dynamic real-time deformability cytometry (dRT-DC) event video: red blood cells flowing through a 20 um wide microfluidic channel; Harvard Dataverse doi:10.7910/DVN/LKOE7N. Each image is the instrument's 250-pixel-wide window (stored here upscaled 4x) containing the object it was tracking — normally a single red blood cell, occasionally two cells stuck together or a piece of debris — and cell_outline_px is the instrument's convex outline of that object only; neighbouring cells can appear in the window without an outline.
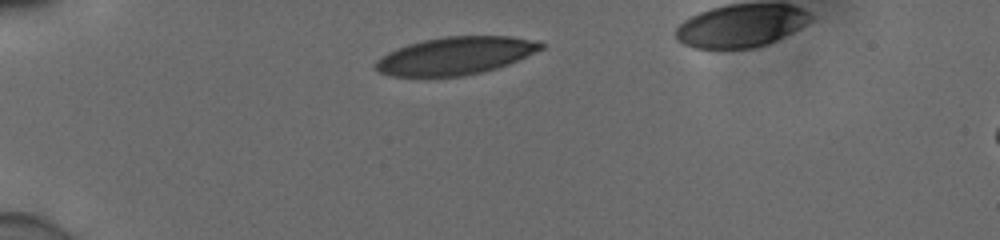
{"species": "human", "species_latin": "Homo sapiens", "temperature_condition": "cold", "stored_images_in_passage": 32, "camera_frame_rate_fps": 3000, "um_per_image_px": 0.085, "donor": {"sex": "male"}, "frame": {"image": 1, "passage_image": 1, "time_ms": 0.0, "image_size_px": [1000, 240], "cell_outline_px": [[544, 48], [508, 64], [496, 68], [480, 72], [460, 76], [392, 76], [380, 72], [376, 68], [376, 60], [380, 56], [396, 48], [408, 44], [424, 40], [444, 36], [512, 36], [540, 40], [544, 44]], "centroid_in_image_um": [38.74, 4.72], "position_along_channel_um": 46.3, "area_um2": 36.24}}
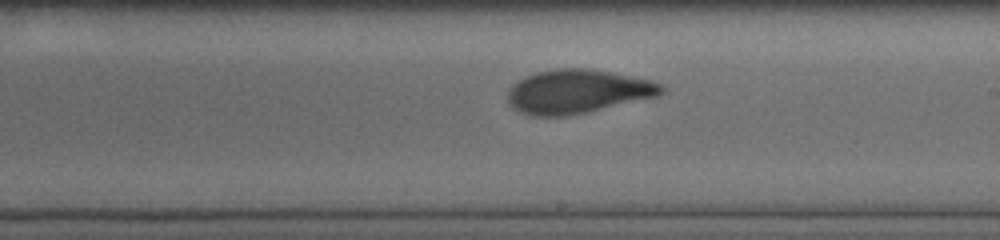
{"frame": {"image": 2, "passage_image": 19, "time_ms": 6.0, "image_size_px": [1000, 240], "cell_outline_px": [[664, 92], [656, 96], [588, 112], [568, 116], [532, 116], [520, 112], [512, 108], [508, 104], [508, 92], [512, 84], [524, 76], [536, 72], [556, 68], [588, 68], [652, 80], [664, 84]], "centroid_in_image_um": [49.06, 7.78], "position_along_channel_um": 239.9, "area_um2": 39.42}}
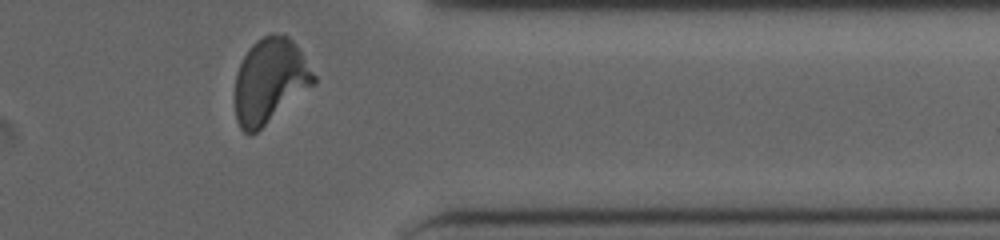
{"frame": {"image": 3, "passage_image": 31, "time_ms": 10.0, "image_size_px": [1000, 240], "cell_outline_px": [[316, 80], [312, 84], [256, 132], [244, 132], [240, 128], [236, 120], [236, 72], [248, 48], [256, 40], [272, 32], [276, 32], [288, 36], [296, 44], [316, 76]], "centroid_in_image_um": [22.92, 6.81], "position_along_channel_um": 388.5, "area_um2": 38.09}, "authors_computed_cell_mechanics": {"area_um2": 38.4948, "velocity_mm_per_s": 3.8868, "shape_relaxation_time_tau1_ms": 6.268, "shape_relaxation_time_tau2_ms": 1.1154, "deformation_change_tau1": 0.2072, "deformation_change_tau2": 0.0778}}